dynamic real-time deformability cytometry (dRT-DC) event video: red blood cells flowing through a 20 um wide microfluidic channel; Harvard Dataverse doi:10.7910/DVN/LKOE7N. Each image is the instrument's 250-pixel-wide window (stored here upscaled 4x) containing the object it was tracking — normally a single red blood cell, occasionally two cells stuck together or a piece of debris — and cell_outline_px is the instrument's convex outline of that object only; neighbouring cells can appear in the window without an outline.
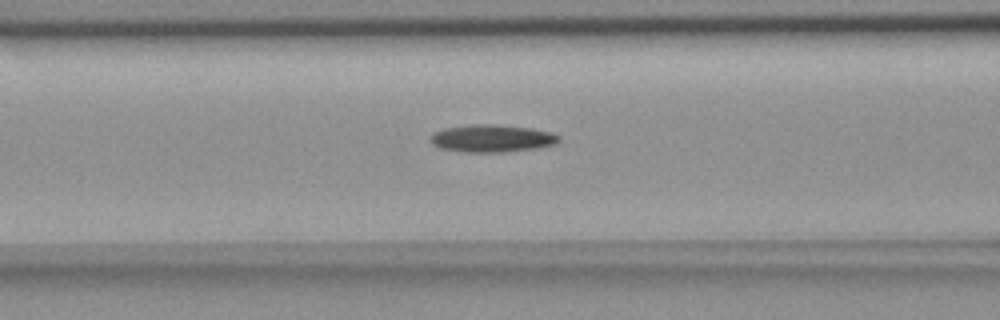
{"species": "common noctule bat (a hibernating species)", "species_latin": "Nyctalus noctula", "temperature_condition": "room temperature", "stored_images_in_passage": 23, "camera_frame_rate_fps": 3000, "um_per_image_px": 0.085, "animal": {"sex": "female", "body_mass_g": 18.4}, "frame": {"image": 1, "passage_image": 11, "time_ms": 3.333, "image_size_px": [1000, 320], "cell_outline_px": [[560, 140], [556, 144], [536, 148], [500, 152], [464, 152], [440, 148], [432, 144], [428, 140], [432, 132], [444, 128], [472, 124], [492, 124], [532, 128], [552, 132], [560, 136]], "centroid_in_image_um": [41.78, 11.75], "position_along_channel_um": 124.8, "area_um2": 20.75}}
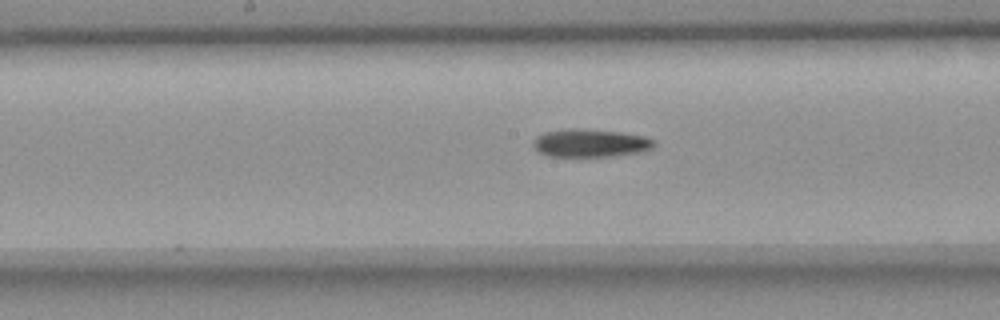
{"frame": {"image": 2, "passage_image": 17, "time_ms": 5.333, "image_size_px": [1000, 320], "cell_outline_px": [[656, 144], [652, 148], [644, 152], [616, 156], [548, 156], [536, 152], [532, 144], [532, 140], [536, 136], [544, 132], [568, 128], [576, 128], [620, 132], [644, 136], [652, 140]], "centroid_in_image_um": [50.14, 12.16], "position_along_channel_um": 198.1, "area_um2": 20.0}}
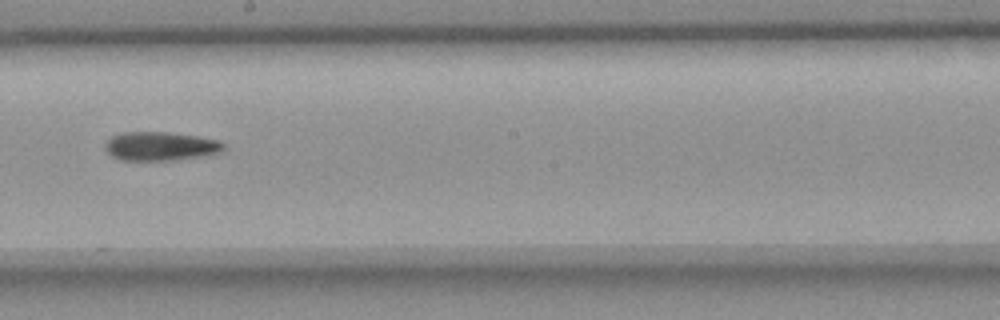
{"frame": {"image": 3, "passage_image": 20, "time_ms": 6.333, "image_size_px": [1000, 320], "cell_outline_px": [[224, 148], [220, 152], [208, 156], [176, 160], [120, 160], [112, 156], [104, 148], [104, 144], [112, 136], [124, 132], [168, 132], [196, 136], [220, 140], [224, 144]], "centroid_in_image_um": [13.66, 12.43], "position_along_channel_um": 234.5, "area_um2": 20.06}}